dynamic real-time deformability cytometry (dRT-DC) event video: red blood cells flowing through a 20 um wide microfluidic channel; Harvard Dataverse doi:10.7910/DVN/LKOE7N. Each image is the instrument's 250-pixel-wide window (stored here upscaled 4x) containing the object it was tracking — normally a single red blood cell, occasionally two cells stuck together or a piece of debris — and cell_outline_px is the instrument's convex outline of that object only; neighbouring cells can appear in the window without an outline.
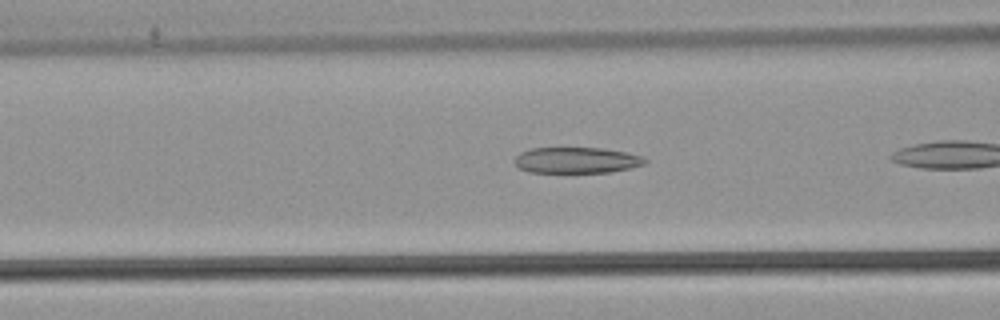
{"species": "common noctule bat (a hibernating species)", "species_latin": "Nyctalus noctula", "temperature_condition": "warm", "stored_images_in_passage": 10, "camera_frame_rate_fps": 3000, "um_per_image_px": 0.085, "animal": {"sex": "male", "body_mass_g": 21.5, "forearm_length_mm": 52.0}, "frame": {"image": 1, "passage_image": 5, "time_ms": 1.333, "image_size_px": [1000, 320], "cell_outline_px": [[648, 160], [644, 164], [632, 168], [612, 172], [528, 172], [520, 168], [512, 160], [520, 152], [532, 148], [604, 148], [624, 152], [640, 156]], "centroid_in_image_um": [48.99, 13.62], "position_along_channel_um": 117.6, "area_um2": 19.71}}